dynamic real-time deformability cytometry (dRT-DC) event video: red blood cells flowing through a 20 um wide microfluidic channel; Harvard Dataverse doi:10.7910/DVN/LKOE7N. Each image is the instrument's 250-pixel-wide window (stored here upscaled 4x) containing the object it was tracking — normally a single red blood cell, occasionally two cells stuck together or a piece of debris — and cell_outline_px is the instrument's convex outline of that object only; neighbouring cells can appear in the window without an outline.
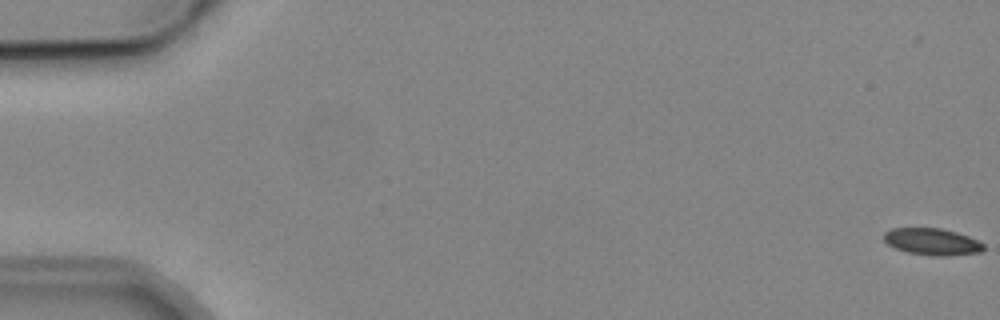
{"species": "common noctule bat (a hibernating species)", "species_latin": "Nyctalus noctula", "temperature_condition": "cold", "stored_images_in_passage": 5, "camera_frame_rate_fps": 3000, "um_per_image_px": 0.085, "animal": {"sex": "male", "body_mass_g": 19.2, "forearm_length_mm": 51.8}, "frame": {"image": 1, "passage_image": 1, "time_ms": 0.0, "image_size_px": [1000, 320], "cell_outline_px": [[984, 248], [980, 252], [948, 256], [932, 256], [908, 252], [896, 248], [888, 244], [884, 240], [884, 232], [892, 228], [940, 228], [956, 232], [968, 236], [984, 244]], "centroid_in_image_um": [79.22, 20.54], "position_along_channel_um": 5.8, "area_um2": 15.49}}
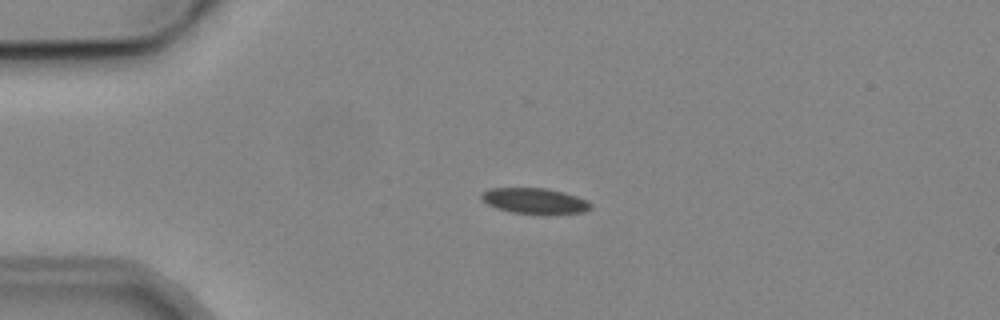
{"frame": {"image": 2, "passage_image": 4, "time_ms": 4.333, "image_size_px": [1000, 320], "cell_outline_px": [[592, 208], [584, 212], [548, 216], [544, 216], [512, 212], [496, 208], [488, 204], [480, 196], [488, 188], [544, 188], [576, 196], [592, 204]], "centroid_in_image_um": [45.48, 17.12], "position_along_channel_um": 39.5, "area_um2": 16.59}}